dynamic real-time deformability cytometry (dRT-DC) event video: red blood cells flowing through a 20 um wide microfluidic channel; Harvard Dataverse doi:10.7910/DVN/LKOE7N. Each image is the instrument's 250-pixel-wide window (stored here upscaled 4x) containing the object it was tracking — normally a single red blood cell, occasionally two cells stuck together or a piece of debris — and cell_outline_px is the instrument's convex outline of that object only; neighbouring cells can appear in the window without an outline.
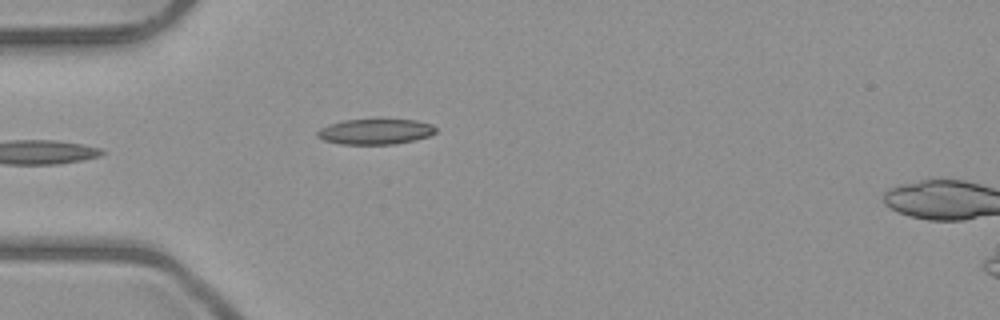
{"species": "common noctule bat (a hibernating species)", "species_latin": "Nyctalus noctula", "temperature_condition": "room temperature", "stored_images_in_passage": 4, "camera_frame_rate_fps": 3000, "um_per_image_px": 0.085, "animal": {"sex": "male", "body_mass_g": 23.1, "forearm_length_mm": 52.7}, "frame": {"image": 1, "passage_image": 3, "time_ms": 2.333, "image_size_px": [1000, 320], "cell_outline_px": [[436, 132], [428, 136], [416, 140], [396, 144], [340, 144], [324, 140], [316, 136], [316, 132], [320, 128], [328, 124], [344, 120], [376, 116], [416, 120], [432, 124], [436, 128]], "centroid_in_image_um": [31.91, 11.13], "position_along_channel_um": 53.1, "area_um2": 18.61}}